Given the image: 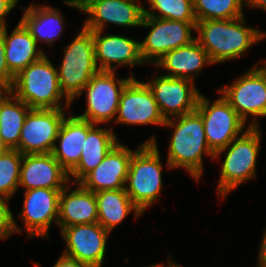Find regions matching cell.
Masks as SVG:
<instances>
[{"instance_id":"6da1fadb","label":"cell","mask_w":266,"mask_h":267,"mask_svg":"<svg viewBox=\"0 0 266 267\" xmlns=\"http://www.w3.org/2000/svg\"><path fill=\"white\" fill-rule=\"evenodd\" d=\"M245 16L197 21L195 39L206 50L214 66L240 60L253 46L266 39V31L249 26Z\"/></svg>"},{"instance_id":"7a4b0ae2","label":"cell","mask_w":266,"mask_h":267,"mask_svg":"<svg viewBox=\"0 0 266 267\" xmlns=\"http://www.w3.org/2000/svg\"><path fill=\"white\" fill-rule=\"evenodd\" d=\"M170 130L165 156L172 171L182 169L197 184L205 174L204 158L214 159L207 144L201 115L195 110L182 116L167 119L163 129Z\"/></svg>"},{"instance_id":"3957f363","label":"cell","mask_w":266,"mask_h":267,"mask_svg":"<svg viewBox=\"0 0 266 267\" xmlns=\"http://www.w3.org/2000/svg\"><path fill=\"white\" fill-rule=\"evenodd\" d=\"M262 132V127H249L227 147L214 153L213 162L221 164L216 187V196L221 203L238 187L257 179Z\"/></svg>"},{"instance_id":"277c9868","label":"cell","mask_w":266,"mask_h":267,"mask_svg":"<svg viewBox=\"0 0 266 267\" xmlns=\"http://www.w3.org/2000/svg\"><path fill=\"white\" fill-rule=\"evenodd\" d=\"M162 160L155 134L144 140L132 154L125 190L143 214L162 198L165 185L163 170L172 171L169 162L165 160L163 164Z\"/></svg>"},{"instance_id":"5b68a950","label":"cell","mask_w":266,"mask_h":267,"mask_svg":"<svg viewBox=\"0 0 266 267\" xmlns=\"http://www.w3.org/2000/svg\"><path fill=\"white\" fill-rule=\"evenodd\" d=\"M53 63L45 54L14 78L13 94L31 109H72V102L61 91Z\"/></svg>"},{"instance_id":"8992f818","label":"cell","mask_w":266,"mask_h":267,"mask_svg":"<svg viewBox=\"0 0 266 267\" xmlns=\"http://www.w3.org/2000/svg\"><path fill=\"white\" fill-rule=\"evenodd\" d=\"M216 91L249 127H261L260 119L266 118L265 59H259L241 76H236L230 84L220 86Z\"/></svg>"},{"instance_id":"52a82bcc","label":"cell","mask_w":266,"mask_h":267,"mask_svg":"<svg viewBox=\"0 0 266 267\" xmlns=\"http://www.w3.org/2000/svg\"><path fill=\"white\" fill-rule=\"evenodd\" d=\"M73 39L63 46L60 64H56L63 94L72 102L99 71L95 58L93 31L81 25Z\"/></svg>"},{"instance_id":"ba28073f","label":"cell","mask_w":266,"mask_h":267,"mask_svg":"<svg viewBox=\"0 0 266 267\" xmlns=\"http://www.w3.org/2000/svg\"><path fill=\"white\" fill-rule=\"evenodd\" d=\"M144 0H61L66 7L86 17L82 26L90 31H107L108 25L141 29Z\"/></svg>"},{"instance_id":"9c48e42d","label":"cell","mask_w":266,"mask_h":267,"mask_svg":"<svg viewBox=\"0 0 266 267\" xmlns=\"http://www.w3.org/2000/svg\"><path fill=\"white\" fill-rule=\"evenodd\" d=\"M133 79L119 77L118 72L98 71L72 101V106L78 98L85 99V111L75 114L92 124L111 125L117 115L120 96L125 86Z\"/></svg>"},{"instance_id":"30bf717a","label":"cell","mask_w":266,"mask_h":267,"mask_svg":"<svg viewBox=\"0 0 266 267\" xmlns=\"http://www.w3.org/2000/svg\"><path fill=\"white\" fill-rule=\"evenodd\" d=\"M62 189L37 188L22 191V207L17 218L23 223V227L17 223L13 213V229L15 235L25 232L26 239L49 238L52 224L58 225L59 199Z\"/></svg>"},{"instance_id":"8fae6325","label":"cell","mask_w":266,"mask_h":267,"mask_svg":"<svg viewBox=\"0 0 266 267\" xmlns=\"http://www.w3.org/2000/svg\"><path fill=\"white\" fill-rule=\"evenodd\" d=\"M196 23L144 16L141 27L148 32L139 41L142 60L153 66L169 51L190 44L195 40Z\"/></svg>"},{"instance_id":"7c38bea8","label":"cell","mask_w":266,"mask_h":267,"mask_svg":"<svg viewBox=\"0 0 266 267\" xmlns=\"http://www.w3.org/2000/svg\"><path fill=\"white\" fill-rule=\"evenodd\" d=\"M200 93L196 111L201 115L204 124L207 144L215 153L227 147L249 126L239 117L229 102L217 91L214 101Z\"/></svg>"},{"instance_id":"4fadbf2b","label":"cell","mask_w":266,"mask_h":267,"mask_svg":"<svg viewBox=\"0 0 266 267\" xmlns=\"http://www.w3.org/2000/svg\"><path fill=\"white\" fill-rule=\"evenodd\" d=\"M165 121L149 87L135 77L123 89L116 118L110 126L113 130L121 125L163 128Z\"/></svg>"},{"instance_id":"5bb4252c","label":"cell","mask_w":266,"mask_h":267,"mask_svg":"<svg viewBox=\"0 0 266 267\" xmlns=\"http://www.w3.org/2000/svg\"><path fill=\"white\" fill-rule=\"evenodd\" d=\"M65 244L62 254L90 267H103L111 233L98 222L58 228Z\"/></svg>"},{"instance_id":"9a60e30c","label":"cell","mask_w":266,"mask_h":267,"mask_svg":"<svg viewBox=\"0 0 266 267\" xmlns=\"http://www.w3.org/2000/svg\"><path fill=\"white\" fill-rule=\"evenodd\" d=\"M143 82L152 92L165 120L196 110L201 92L193 81L164 76L155 70L153 77Z\"/></svg>"},{"instance_id":"2e32d148","label":"cell","mask_w":266,"mask_h":267,"mask_svg":"<svg viewBox=\"0 0 266 267\" xmlns=\"http://www.w3.org/2000/svg\"><path fill=\"white\" fill-rule=\"evenodd\" d=\"M71 109H30L18 145L23 155L51 153L59 129Z\"/></svg>"},{"instance_id":"e0dca14e","label":"cell","mask_w":266,"mask_h":267,"mask_svg":"<svg viewBox=\"0 0 266 267\" xmlns=\"http://www.w3.org/2000/svg\"><path fill=\"white\" fill-rule=\"evenodd\" d=\"M126 34L93 31L95 58L99 71L117 72L120 68H130V76L135 66L146 65L141 58L139 39ZM132 68V69H131Z\"/></svg>"},{"instance_id":"ac0fdd59","label":"cell","mask_w":266,"mask_h":267,"mask_svg":"<svg viewBox=\"0 0 266 267\" xmlns=\"http://www.w3.org/2000/svg\"><path fill=\"white\" fill-rule=\"evenodd\" d=\"M143 144L140 142L135 149L120 140L105 156L103 161L89 172L79 183L93 193L103 190L124 189L129 172L132 154Z\"/></svg>"},{"instance_id":"d6986e66","label":"cell","mask_w":266,"mask_h":267,"mask_svg":"<svg viewBox=\"0 0 266 267\" xmlns=\"http://www.w3.org/2000/svg\"><path fill=\"white\" fill-rule=\"evenodd\" d=\"M20 6L22 15L19 20L28 29L38 46L47 54L43 46H48V51H50L66 30V17L62 14L61 7L56 8L47 3L35 4L33 2Z\"/></svg>"},{"instance_id":"ffe728a7","label":"cell","mask_w":266,"mask_h":267,"mask_svg":"<svg viewBox=\"0 0 266 267\" xmlns=\"http://www.w3.org/2000/svg\"><path fill=\"white\" fill-rule=\"evenodd\" d=\"M69 182V173L51 153L23 155L19 189H63Z\"/></svg>"},{"instance_id":"44dd1931","label":"cell","mask_w":266,"mask_h":267,"mask_svg":"<svg viewBox=\"0 0 266 267\" xmlns=\"http://www.w3.org/2000/svg\"><path fill=\"white\" fill-rule=\"evenodd\" d=\"M210 65L214 66L208 53L195 39L188 45L164 54L156 61L153 68L160 70L164 76L185 78L196 84L197 76L201 75L206 66L211 67Z\"/></svg>"},{"instance_id":"7402d4cb","label":"cell","mask_w":266,"mask_h":267,"mask_svg":"<svg viewBox=\"0 0 266 267\" xmlns=\"http://www.w3.org/2000/svg\"><path fill=\"white\" fill-rule=\"evenodd\" d=\"M97 222L95 193L85 189L80 183L69 182L60 192L57 228Z\"/></svg>"},{"instance_id":"603a6c76","label":"cell","mask_w":266,"mask_h":267,"mask_svg":"<svg viewBox=\"0 0 266 267\" xmlns=\"http://www.w3.org/2000/svg\"><path fill=\"white\" fill-rule=\"evenodd\" d=\"M108 125L92 124L87 121V137L78 165L69 173L70 182L79 183L94 170L120 141L116 132Z\"/></svg>"},{"instance_id":"cb8c5ba5","label":"cell","mask_w":266,"mask_h":267,"mask_svg":"<svg viewBox=\"0 0 266 267\" xmlns=\"http://www.w3.org/2000/svg\"><path fill=\"white\" fill-rule=\"evenodd\" d=\"M87 137V120L69 113L63 120L51 151L60 165L70 173L79 163Z\"/></svg>"},{"instance_id":"d4e9b609","label":"cell","mask_w":266,"mask_h":267,"mask_svg":"<svg viewBox=\"0 0 266 267\" xmlns=\"http://www.w3.org/2000/svg\"><path fill=\"white\" fill-rule=\"evenodd\" d=\"M8 25L0 28L5 41V58L9 71L16 76L28 65L40 60L46 53L38 46L28 29L19 20L8 31Z\"/></svg>"},{"instance_id":"484cf974","label":"cell","mask_w":266,"mask_h":267,"mask_svg":"<svg viewBox=\"0 0 266 267\" xmlns=\"http://www.w3.org/2000/svg\"><path fill=\"white\" fill-rule=\"evenodd\" d=\"M95 198L98 208V223L111 234L130 215L135 218L134 220L143 216V213L129 198L125 188L99 191L95 193Z\"/></svg>"},{"instance_id":"4316f807","label":"cell","mask_w":266,"mask_h":267,"mask_svg":"<svg viewBox=\"0 0 266 267\" xmlns=\"http://www.w3.org/2000/svg\"><path fill=\"white\" fill-rule=\"evenodd\" d=\"M30 109L14 94L0 105V136L8 149L18 150L21 129Z\"/></svg>"},{"instance_id":"83f0119b","label":"cell","mask_w":266,"mask_h":267,"mask_svg":"<svg viewBox=\"0 0 266 267\" xmlns=\"http://www.w3.org/2000/svg\"><path fill=\"white\" fill-rule=\"evenodd\" d=\"M197 21L235 19L244 16L245 0H193Z\"/></svg>"},{"instance_id":"f1b7e54d","label":"cell","mask_w":266,"mask_h":267,"mask_svg":"<svg viewBox=\"0 0 266 267\" xmlns=\"http://www.w3.org/2000/svg\"><path fill=\"white\" fill-rule=\"evenodd\" d=\"M144 16L182 21L197 22L193 0H145ZM146 5V6H145Z\"/></svg>"},{"instance_id":"f546056e","label":"cell","mask_w":266,"mask_h":267,"mask_svg":"<svg viewBox=\"0 0 266 267\" xmlns=\"http://www.w3.org/2000/svg\"><path fill=\"white\" fill-rule=\"evenodd\" d=\"M22 158L23 154L16 149H8L0 154V198L10 201L16 196Z\"/></svg>"},{"instance_id":"4dcf8cb0","label":"cell","mask_w":266,"mask_h":267,"mask_svg":"<svg viewBox=\"0 0 266 267\" xmlns=\"http://www.w3.org/2000/svg\"><path fill=\"white\" fill-rule=\"evenodd\" d=\"M10 202L0 198V241H7L8 238L15 235L13 229V210L10 208Z\"/></svg>"},{"instance_id":"1f68e13d","label":"cell","mask_w":266,"mask_h":267,"mask_svg":"<svg viewBox=\"0 0 266 267\" xmlns=\"http://www.w3.org/2000/svg\"><path fill=\"white\" fill-rule=\"evenodd\" d=\"M15 76L9 71L5 58V41L0 32V80L14 81Z\"/></svg>"},{"instance_id":"d6a6232c","label":"cell","mask_w":266,"mask_h":267,"mask_svg":"<svg viewBox=\"0 0 266 267\" xmlns=\"http://www.w3.org/2000/svg\"><path fill=\"white\" fill-rule=\"evenodd\" d=\"M19 0H0V28L8 25L7 16L11 14L18 5Z\"/></svg>"},{"instance_id":"836d02e7","label":"cell","mask_w":266,"mask_h":267,"mask_svg":"<svg viewBox=\"0 0 266 267\" xmlns=\"http://www.w3.org/2000/svg\"><path fill=\"white\" fill-rule=\"evenodd\" d=\"M32 263L34 267H42L41 263L39 262L37 263V261L35 262L32 261ZM52 267H90V266L60 253L59 258H57L56 262L52 265Z\"/></svg>"},{"instance_id":"e575fe53","label":"cell","mask_w":266,"mask_h":267,"mask_svg":"<svg viewBox=\"0 0 266 267\" xmlns=\"http://www.w3.org/2000/svg\"><path fill=\"white\" fill-rule=\"evenodd\" d=\"M258 254L256 257V266H266V226L261 235L260 243L258 245Z\"/></svg>"},{"instance_id":"d590c367","label":"cell","mask_w":266,"mask_h":267,"mask_svg":"<svg viewBox=\"0 0 266 267\" xmlns=\"http://www.w3.org/2000/svg\"><path fill=\"white\" fill-rule=\"evenodd\" d=\"M13 83L14 81L0 80V105L13 94Z\"/></svg>"},{"instance_id":"8d00e7d4","label":"cell","mask_w":266,"mask_h":267,"mask_svg":"<svg viewBox=\"0 0 266 267\" xmlns=\"http://www.w3.org/2000/svg\"><path fill=\"white\" fill-rule=\"evenodd\" d=\"M266 12V0H245V9Z\"/></svg>"},{"instance_id":"74e56055","label":"cell","mask_w":266,"mask_h":267,"mask_svg":"<svg viewBox=\"0 0 266 267\" xmlns=\"http://www.w3.org/2000/svg\"><path fill=\"white\" fill-rule=\"evenodd\" d=\"M173 253L171 252L167 258H166V262L164 261H160L159 263H154V264H150L144 267H169L175 260L173 259ZM143 267V266H142Z\"/></svg>"},{"instance_id":"f35d334b","label":"cell","mask_w":266,"mask_h":267,"mask_svg":"<svg viewBox=\"0 0 266 267\" xmlns=\"http://www.w3.org/2000/svg\"><path fill=\"white\" fill-rule=\"evenodd\" d=\"M8 150L7 146L4 144V142L2 141V138L0 136V154L4 153Z\"/></svg>"},{"instance_id":"ab89813d","label":"cell","mask_w":266,"mask_h":267,"mask_svg":"<svg viewBox=\"0 0 266 267\" xmlns=\"http://www.w3.org/2000/svg\"><path fill=\"white\" fill-rule=\"evenodd\" d=\"M169 267H184L178 261H174Z\"/></svg>"}]
</instances>
